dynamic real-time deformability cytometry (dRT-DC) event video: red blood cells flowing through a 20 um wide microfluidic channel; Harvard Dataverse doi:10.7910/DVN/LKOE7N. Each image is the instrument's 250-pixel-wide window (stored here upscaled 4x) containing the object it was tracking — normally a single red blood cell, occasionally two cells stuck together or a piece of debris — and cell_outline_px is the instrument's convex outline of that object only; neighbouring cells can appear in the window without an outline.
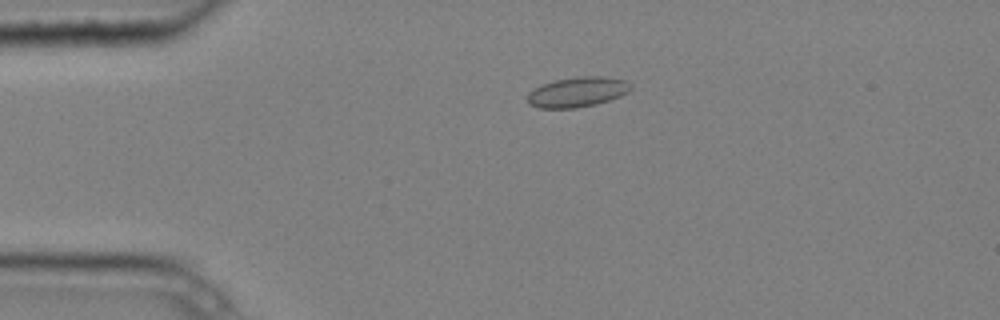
{"species": "common noctule bat (a hibernating species)", "species_latin": "Nyctalus noctula", "temperature_condition": "cold", "stored_images_in_passage": 4, "camera_frame_rate_fps": 3000, "um_per_image_px": 0.085, "animal": {"sex": "male", "body_mass_g": 20.4}, "frame": {"image": 1, "passage_image": 3, "time_ms": 0.667, "image_size_px": [1000, 320], "cell_outline_px": [[632, 88], [628, 92], [620, 96], [596, 104], [576, 108], [540, 108], [528, 104], [528, 92], [540, 84], [556, 80], [580, 76], [604, 76], [624, 80], [632, 84]], "centroid_in_image_um": [49.07, 7.82], "position_along_channel_um": 35.9, "area_um2": 18.15}}